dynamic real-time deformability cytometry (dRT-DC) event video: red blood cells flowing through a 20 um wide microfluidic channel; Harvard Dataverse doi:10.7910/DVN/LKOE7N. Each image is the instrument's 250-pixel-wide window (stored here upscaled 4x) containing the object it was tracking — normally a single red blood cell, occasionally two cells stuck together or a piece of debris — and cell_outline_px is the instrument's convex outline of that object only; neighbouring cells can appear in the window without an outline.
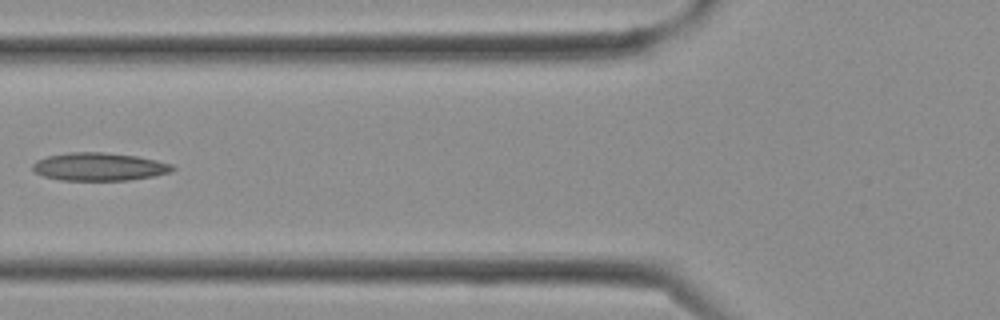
{"species": "Egyptian fruit bat (a non-hibernating species)", "species_latin": "Rousettus aegyptiacus", "temperature_condition": "cold", "stored_images_in_passage": 8, "camera_frame_rate_fps": 3000, "um_per_image_px": 0.085, "frame": {"image": 1, "passage_image": 7, "time_ms": 2.0, "image_size_px": [1000, 320], "cell_outline_px": [[176, 168], [168, 172], [156, 176], [128, 180], [60, 180], [44, 176], [36, 172], [32, 168], [32, 164], [36, 160], [48, 156], [68, 152], [104, 152], [136, 156], [156, 160], [172, 164]], "centroid_in_image_um": [8.43, 14.17], "position_along_channel_um": 117.4, "area_um2": 22.77}}